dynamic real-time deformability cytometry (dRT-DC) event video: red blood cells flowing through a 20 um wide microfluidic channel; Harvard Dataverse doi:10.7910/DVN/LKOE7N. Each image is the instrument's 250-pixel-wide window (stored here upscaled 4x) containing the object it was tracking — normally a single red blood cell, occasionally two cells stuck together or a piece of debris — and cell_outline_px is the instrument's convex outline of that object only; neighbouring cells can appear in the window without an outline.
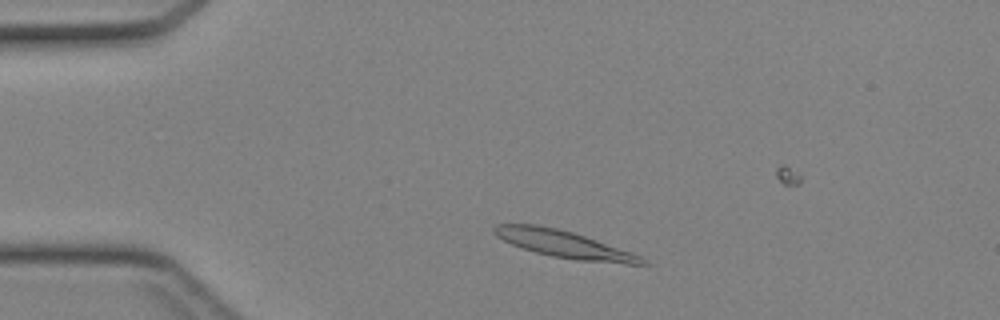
{"species": "Egyptian fruit bat (a non-hibernating species)", "species_latin": "Rousettus aegyptiacus", "temperature_condition": "cold", "stored_images_in_passage": 41, "camera_frame_rate_fps": 3000, "um_per_image_px": 0.085, "animal": {"sex": "female"}, "frame": {"image": 1, "passage_image": 5, "time_ms": 1.333, "image_size_px": [1000, 320], "cell_outline_px": [[648, 264], [628, 264], [576, 260], [552, 256], [536, 252], [512, 244], [496, 236], [492, 232], [492, 228], [496, 224], [536, 224], [556, 228], [572, 232], [584, 236], [640, 256], [648, 260]], "centroid_in_image_um": [47.9, 20.75], "position_along_channel_um": 37.1, "area_um2": 22.95}}
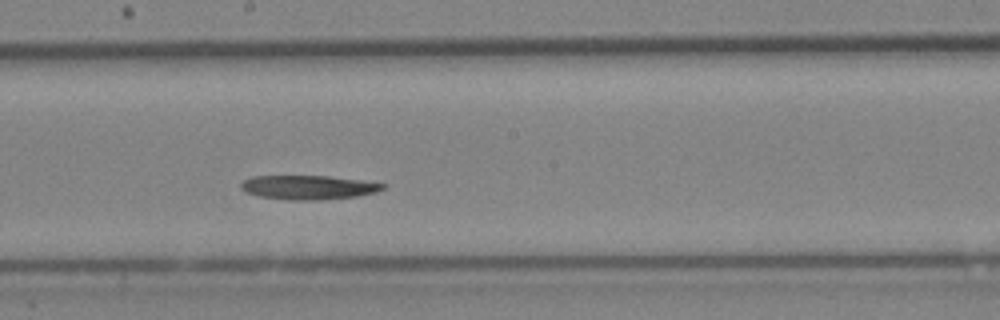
{"frame": {"image": 2, "passage_image": 20, "time_ms": 6.333, "image_size_px": [1000, 320], "cell_outline_px": [[384, 188], [376, 192], [356, 196], [320, 200], [288, 200], [260, 196], [248, 192], [240, 188], [240, 184], [244, 180], [252, 176], [328, 176], [360, 180], [384, 184]], "centroid_in_image_um": [26.18, 15.92], "position_along_channel_um": 222.0, "area_um2": 19.71}}
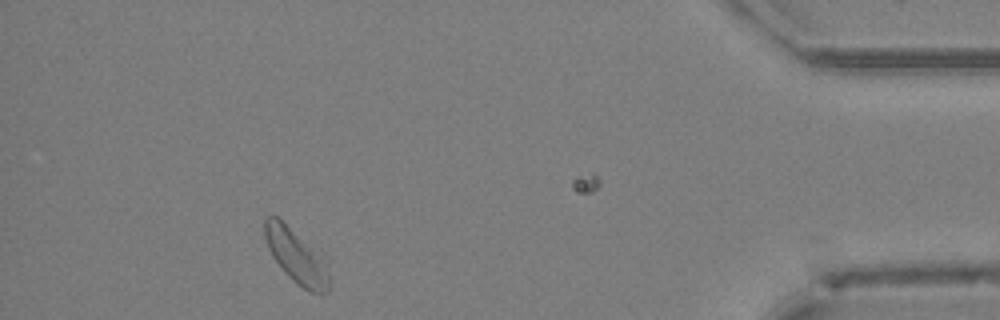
{"frame": {"image": 3, "passage_image": 36, "time_ms": 11.667, "image_size_px": [1000, 320], "cell_outline_px": [[328, 288], [320, 296], [308, 292], [296, 284], [288, 276], [272, 256], [268, 248], [264, 236], [264, 220], [268, 216], [276, 216], [328, 264]], "centroid_in_image_um": [25.16, 21.85], "position_along_channel_um": 410.0, "area_um2": 19.59}}